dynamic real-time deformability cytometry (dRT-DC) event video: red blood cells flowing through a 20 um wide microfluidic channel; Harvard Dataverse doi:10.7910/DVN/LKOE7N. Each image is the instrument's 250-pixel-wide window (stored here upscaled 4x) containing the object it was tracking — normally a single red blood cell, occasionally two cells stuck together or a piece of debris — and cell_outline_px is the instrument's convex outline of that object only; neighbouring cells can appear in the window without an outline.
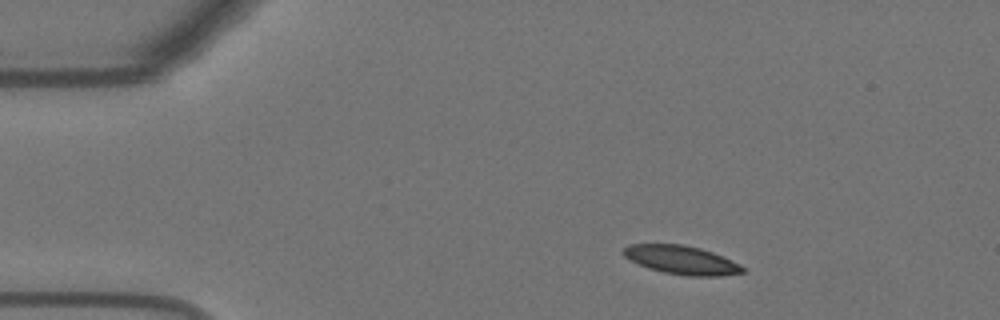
{"species": "Egyptian fruit bat (a non-hibernating species)", "species_latin": "Rousettus aegyptiacus", "temperature_condition": "warm", "stored_images_in_passage": 45, "camera_frame_rate_fps": 3000, "um_per_image_px": 0.085, "animal": {"sex": "female"}, "frame": {"image": 1, "passage_image": 1, "time_ms": 0.0, "image_size_px": [1000, 320], "cell_outline_px": [[744, 272], [720, 276], [688, 276], [664, 272], [648, 268], [624, 256], [620, 252], [628, 244], [684, 244], [700, 248], [712, 252], [740, 264], [744, 268]], "centroid_in_image_um": [57.91, 22.09], "position_along_channel_um": 27.1, "area_um2": 19.77}}
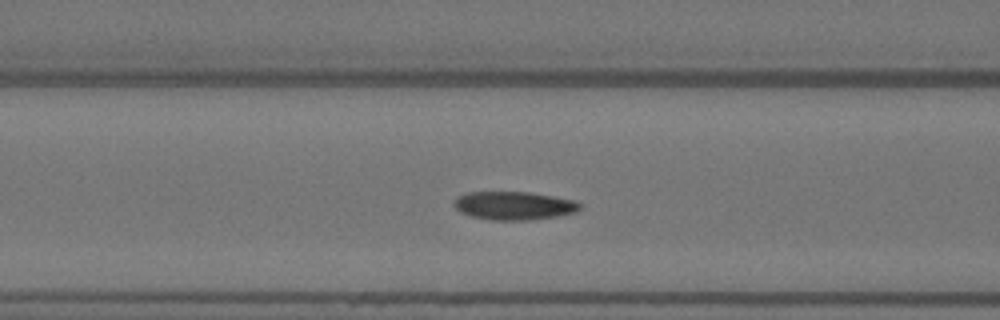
{"frame": {"image": 2, "passage_image": 14, "time_ms": 4.333, "image_size_px": [1000, 320], "cell_outline_px": [[580, 208], [576, 212], [556, 216], [528, 220], [492, 220], [472, 216], [460, 212], [452, 204], [460, 196], [468, 192], [528, 192], [576, 200], [580, 204]], "centroid_in_image_um": [43.69, 17.48], "position_along_channel_um": 122.9, "area_um2": 20.58}}
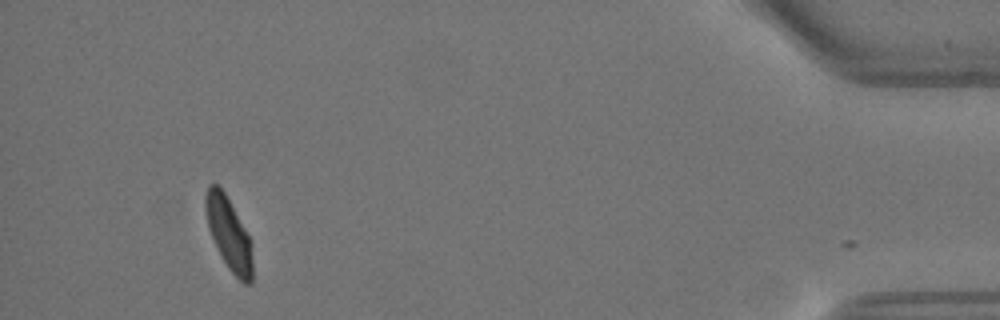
{"frame": {"image": 3, "passage_image": 44, "time_ms": 14.333, "image_size_px": [1000, 320], "cell_outline_px": [[252, 284], [244, 284], [228, 268], [208, 228], [204, 200], [204, 196], [208, 184], [220, 184], [248, 236], [252, 260]], "centroid_in_image_um": [19.42, 19.82], "position_along_channel_um": 415.8, "area_um2": 19.25}, "authors_computed_cell_mechanics": {"area_um2": 20.6346, "velocity_mm_per_s": 3.6242, "shape_relaxation_time_tau1_ms": 5.0708, "shape_relaxation_time_tau2_ms": 1.8336, "deformation_change_tau1": 0.1337, "deformation_change_tau2": 0.0721}}